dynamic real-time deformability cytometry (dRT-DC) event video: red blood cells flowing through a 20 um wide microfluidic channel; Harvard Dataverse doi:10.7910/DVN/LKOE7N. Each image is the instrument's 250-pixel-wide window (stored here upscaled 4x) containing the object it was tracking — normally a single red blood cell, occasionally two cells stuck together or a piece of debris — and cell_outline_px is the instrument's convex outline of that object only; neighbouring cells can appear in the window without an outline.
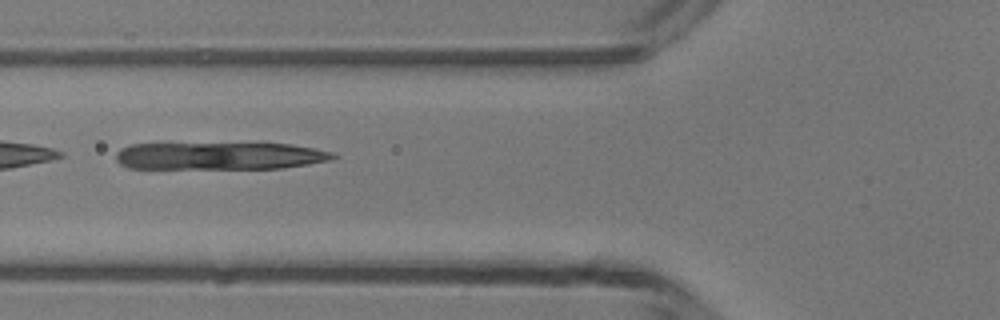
{"species": "common noctule bat (a hibernating species)", "species_latin": "Nyctalus noctula", "temperature_condition": "room temperature", "stored_images_in_passage": 6, "camera_frame_rate_fps": 3000, "um_per_image_px": 0.085, "animal": {"sex": "male", "body_mass_g": 13.3}, "frame": {"image": 1, "passage_image": 5, "time_ms": 4.667, "image_size_px": [1000, 320], "cell_outline_px": [[340, 156], [332, 160], [284, 168], [128, 168], [120, 164], [116, 160], [116, 152], [120, 148], [132, 144], [292, 144], [316, 148], [332, 152]], "centroid_in_image_um": [18.71, 13.25], "position_along_channel_um": 107.1, "area_um2": 34.62}}